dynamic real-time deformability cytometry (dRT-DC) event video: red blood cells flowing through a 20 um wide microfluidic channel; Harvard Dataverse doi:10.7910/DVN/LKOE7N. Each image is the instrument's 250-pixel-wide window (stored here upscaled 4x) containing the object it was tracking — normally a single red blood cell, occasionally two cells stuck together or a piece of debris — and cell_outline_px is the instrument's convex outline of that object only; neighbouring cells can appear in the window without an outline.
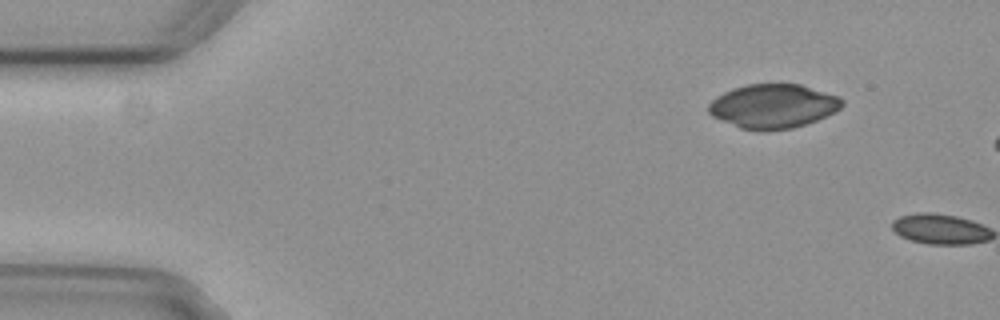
{"species": "common noctule bat (a hibernating species)", "species_latin": "Nyctalus noctula", "temperature_condition": "cold", "stored_images_in_passage": 2, "camera_frame_rate_fps": 3000, "um_per_image_px": 0.085, "animal": {"sex": "female", "body_mass_g": 29.2, "forearm_length_mm": 56.3}, "frame": {"image": 1, "passage_image": 1, "time_ms": 0.0, "image_size_px": [1000, 320], "cell_outline_px": [[844, 104], [840, 108], [816, 120], [792, 128], [764, 132], [760, 132], [740, 128], [712, 116], [708, 112], [708, 104], [716, 96], [732, 88], [748, 84], [800, 84], [840, 96], [844, 100]], "centroid_in_image_um": [65.69, 9.03], "position_along_channel_um": 19.3, "area_um2": 34.45}}